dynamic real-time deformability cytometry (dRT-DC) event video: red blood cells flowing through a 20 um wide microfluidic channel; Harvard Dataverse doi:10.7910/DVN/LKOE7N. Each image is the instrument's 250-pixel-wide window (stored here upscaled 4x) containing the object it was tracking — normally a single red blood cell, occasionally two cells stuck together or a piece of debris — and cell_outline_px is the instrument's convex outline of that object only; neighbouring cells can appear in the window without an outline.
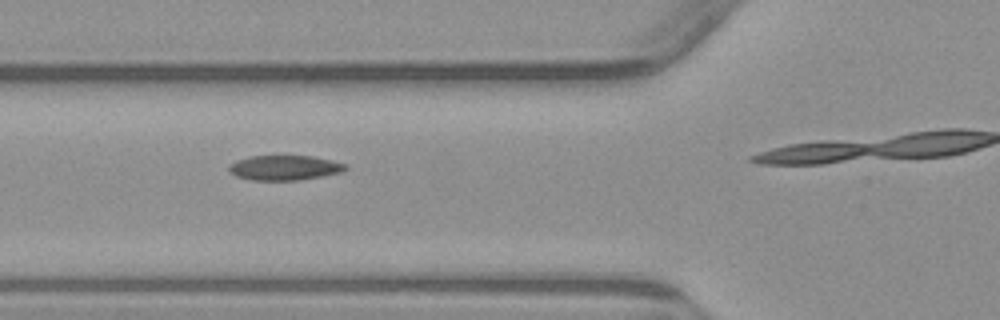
{"species": "common noctule bat (a hibernating species)", "species_latin": "Nyctalus noctula", "temperature_condition": "warm", "stored_images_in_passage": 7, "camera_frame_rate_fps": 3000, "um_per_image_px": 0.085, "animal": {"sex": "male", "body_mass_g": 23.1, "forearm_length_mm": 52.7}, "frame": {"image": 1, "passage_image": 4, "time_ms": 4.333, "image_size_px": [1000, 320], "cell_outline_px": [[348, 168], [344, 172], [300, 180], [252, 180], [236, 176], [228, 172], [228, 164], [236, 160], [248, 156], [312, 156], [332, 160], [348, 164]], "centroid_in_image_um": [24.19, 14.25], "position_along_channel_um": 101.6, "area_um2": 17.17}}